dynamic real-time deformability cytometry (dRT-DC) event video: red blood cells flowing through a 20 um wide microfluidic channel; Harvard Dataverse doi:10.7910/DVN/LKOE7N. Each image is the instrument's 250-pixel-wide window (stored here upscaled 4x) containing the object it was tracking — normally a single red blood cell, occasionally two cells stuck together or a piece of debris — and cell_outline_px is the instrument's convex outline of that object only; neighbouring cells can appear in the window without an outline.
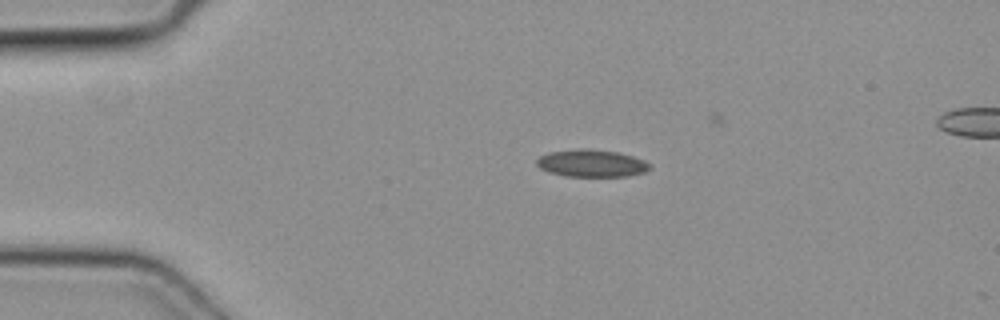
{"species": "common noctule bat (a hibernating species)", "species_latin": "Nyctalus noctula", "temperature_condition": "cold", "stored_images_in_passage": 3, "camera_frame_rate_fps": 3000, "um_per_image_px": 0.085, "animal": {"sex": "female", "body_mass_g": 19.3, "forearm_length_mm": 54.1}, "frame": {"image": 1, "passage_image": 2, "time_ms": 0.333, "image_size_px": [1000, 320], "cell_outline_px": [[652, 168], [644, 172], [628, 176], [564, 176], [548, 172], [540, 168], [536, 164], [536, 160], [540, 156], [548, 152], [580, 148], [616, 152], [632, 156], [644, 160], [652, 164]], "centroid_in_image_um": [50.28, 13.88], "position_along_channel_um": 34.7, "area_um2": 18.03}}